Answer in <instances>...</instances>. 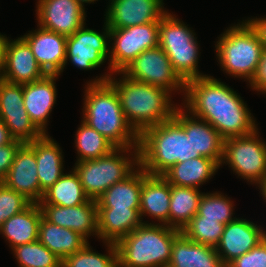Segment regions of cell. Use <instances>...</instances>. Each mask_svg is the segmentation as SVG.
Returning a JSON list of instances; mask_svg holds the SVG:
<instances>
[{
	"mask_svg": "<svg viewBox=\"0 0 266 267\" xmlns=\"http://www.w3.org/2000/svg\"><path fill=\"white\" fill-rule=\"evenodd\" d=\"M183 100L187 112L209 122L224 139L246 136L258 128L242 97L213 76L189 80Z\"/></svg>",
	"mask_w": 266,
	"mask_h": 267,
	"instance_id": "cell-1",
	"label": "cell"
},
{
	"mask_svg": "<svg viewBox=\"0 0 266 267\" xmlns=\"http://www.w3.org/2000/svg\"><path fill=\"white\" fill-rule=\"evenodd\" d=\"M96 78L85 85L82 120L116 148L139 147V134L127 122L119 97L107 81L109 74Z\"/></svg>",
	"mask_w": 266,
	"mask_h": 267,
	"instance_id": "cell-2",
	"label": "cell"
},
{
	"mask_svg": "<svg viewBox=\"0 0 266 267\" xmlns=\"http://www.w3.org/2000/svg\"><path fill=\"white\" fill-rule=\"evenodd\" d=\"M122 75L116 79L112 75L107 81L114 87L127 122L140 135L146 128L158 125L173 117L176 104L171 94L163 88L136 81Z\"/></svg>",
	"mask_w": 266,
	"mask_h": 267,
	"instance_id": "cell-3",
	"label": "cell"
},
{
	"mask_svg": "<svg viewBox=\"0 0 266 267\" xmlns=\"http://www.w3.org/2000/svg\"><path fill=\"white\" fill-rule=\"evenodd\" d=\"M192 158L190 134L173 117L139 135V162L149 175H163L173 165Z\"/></svg>",
	"mask_w": 266,
	"mask_h": 267,
	"instance_id": "cell-4",
	"label": "cell"
},
{
	"mask_svg": "<svg viewBox=\"0 0 266 267\" xmlns=\"http://www.w3.org/2000/svg\"><path fill=\"white\" fill-rule=\"evenodd\" d=\"M144 221L116 243L118 267H168L180 230Z\"/></svg>",
	"mask_w": 266,
	"mask_h": 267,
	"instance_id": "cell-5",
	"label": "cell"
},
{
	"mask_svg": "<svg viewBox=\"0 0 266 267\" xmlns=\"http://www.w3.org/2000/svg\"><path fill=\"white\" fill-rule=\"evenodd\" d=\"M215 48L223 72L234 78H243L249 83L252 81L264 49L246 21L227 28L218 37Z\"/></svg>",
	"mask_w": 266,
	"mask_h": 267,
	"instance_id": "cell-6",
	"label": "cell"
},
{
	"mask_svg": "<svg viewBox=\"0 0 266 267\" xmlns=\"http://www.w3.org/2000/svg\"><path fill=\"white\" fill-rule=\"evenodd\" d=\"M139 165V147L115 148L97 159L75 162L73 169L78 174L86 195L96 200L112 185L129 176Z\"/></svg>",
	"mask_w": 266,
	"mask_h": 267,
	"instance_id": "cell-7",
	"label": "cell"
},
{
	"mask_svg": "<svg viewBox=\"0 0 266 267\" xmlns=\"http://www.w3.org/2000/svg\"><path fill=\"white\" fill-rule=\"evenodd\" d=\"M193 31L170 12L159 22V46L167 54L174 70L185 83L207 76L198 69L200 49L196 33Z\"/></svg>",
	"mask_w": 266,
	"mask_h": 267,
	"instance_id": "cell-8",
	"label": "cell"
},
{
	"mask_svg": "<svg viewBox=\"0 0 266 267\" xmlns=\"http://www.w3.org/2000/svg\"><path fill=\"white\" fill-rule=\"evenodd\" d=\"M258 128L246 136L224 139L222 164L251 184H259L266 176V142L259 138Z\"/></svg>",
	"mask_w": 266,
	"mask_h": 267,
	"instance_id": "cell-9",
	"label": "cell"
},
{
	"mask_svg": "<svg viewBox=\"0 0 266 267\" xmlns=\"http://www.w3.org/2000/svg\"><path fill=\"white\" fill-rule=\"evenodd\" d=\"M113 40V41H112ZM109 77L122 72L137 56L159 46V22L110 28Z\"/></svg>",
	"mask_w": 266,
	"mask_h": 267,
	"instance_id": "cell-10",
	"label": "cell"
},
{
	"mask_svg": "<svg viewBox=\"0 0 266 267\" xmlns=\"http://www.w3.org/2000/svg\"><path fill=\"white\" fill-rule=\"evenodd\" d=\"M128 78L163 88L170 94L185 93L186 83L174 70L167 54L160 46L145 50L121 72Z\"/></svg>",
	"mask_w": 266,
	"mask_h": 267,
	"instance_id": "cell-11",
	"label": "cell"
},
{
	"mask_svg": "<svg viewBox=\"0 0 266 267\" xmlns=\"http://www.w3.org/2000/svg\"><path fill=\"white\" fill-rule=\"evenodd\" d=\"M84 24L74 34L67 37L66 61L83 70L100 67L110 56V28L104 22V31L85 28Z\"/></svg>",
	"mask_w": 266,
	"mask_h": 267,
	"instance_id": "cell-12",
	"label": "cell"
},
{
	"mask_svg": "<svg viewBox=\"0 0 266 267\" xmlns=\"http://www.w3.org/2000/svg\"><path fill=\"white\" fill-rule=\"evenodd\" d=\"M37 25L66 37L86 24V12L75 0H38Z\"/></svg>",
	"mask_w": 266,
	"mask_h": 267,
	"instance_id": "cell-13",
	"label": "cell"
},
{
	"mask_svg": "<svg viewBox=\"0 0 266 267\" xmlns=\"http://www.w3.org/2000/svg\"><path fill=\"white\" fill-rule=\"evenodd\" d=\"M105 13L109 28H126L160 22L168 11L163 0H109Z\"/></svg>",
	"mask_w": 266,
	"mask_h": 267,
	"instance_id": "cell-14",
	"label": "cell"
},
{
	"mask_svg": "<svg viewBox=\"0 0 266 267\" xmlns=\"http://www.w3.org/2000/svg\"><path fill=\"white\" fill-rule=\"evenodd\" d=\"M182 108H176L173 118L184 128L186 134H190L193 158L204 156L214 160L221 167L224 138L209 122L191 115Z\"/></svg>",
	"mask_w": 266,
	"mask_h": 267,
	"instance_id": "cell-15",
	"label": "cell"
},
{
	"mask_svg": "<svg viewBox=\"0 0 266 267\" xmlns=\"http://www.w3.org/2000/svg\"><path fill=\"white\" fill-rule=\"evenodd\" d=\"M21 38L29 45L46 74L61 75L65 68L67 37L37 26Z\"/></svg>",
	"mask_w": 266,
	"mask_h": 267,
	"instance_id": "cell-16",
	"label": "cell"
},
{
	"mask_svg": "<svg viewBox=\"0 0 266 267\" xmlns=\"http://www.w3.org/2000/svg\"><path fill=\"white\" fill-rule=\"evenodd\" d=\"M37 171L35 152L27 143H23L17 150L2 183L23 195L31 203L38 204L44 192L40 188Z\"/></svg>",
	"mask_w": 266,
	"mask_h": 267,
	"instance_id": "cell-17",
	"label": "cell"
},
{
	"mask_svg": "<svg viewBox=\"0 0 266 267\" xmlns=\"http://www.w3.org/2000/svg\"><path fill=\"white\" fill-rule=\"evenodd\" d=\"M266 236L261 226L244 218H236L224 227L219 244L215 247L227 266L236 257L256 247Z\"/></svg>",
	"mask_w": 266,
	"mask_h": 267,
	"instance_id": "cell-18",
	"label": "cell"
},
{
	"mask_svg": "<svg viewBox=\"0 0 266 267\" xmlns=\"http://www.w3.org/2000/svg\"><path fill=\"white\" fill-rule=\"evenodd\" d=\"M43 217L60 227L72 229L87 240L93 234L98 238V220L96 200L73 207H62L52 204H39Z\"/></svg>",
	"mask_w": 266,
	"mask_h": 267,
	"instance_id": "cell-19",
	"label": "cell"
},
{
	"mask_svg": "<svg viewBox=\"0 0 266 267\" xmlns=\"http://www.w3.org/2000/svg\"><path fill=\"white\" fill-rule=\"evenodd\" d=\"M59 75L46 74L43 78L23 84V102L31 121L43 133H47L49 115L56 103V80Z\"/></svg>",
	"mask_w": 266,
	"mask_h": 267,
	"instance_id": "cell-20",
	"label": "cell"
},
{
	"mask_svg": "<svg viewBox=\"0 0 266 267\" xmlns=\"http://www.w3.org/2000/svg\"><path fill=\"white\" fill-rule=\"evenodd\" d=\"M45 75L27 43L21 37L9 40L6 36L5 69L1 79L23 85Z\"/></svg>",
	"mask_w": 266,
	"mask_h": 267,
	"instance_id": "cell-21",
	"label": "cell"
},
{
	"mask_svg": "<svg viewBox=\"0 0 266 267\" xmlns=\"http://www.w3.org/2000/svg\"><path fill=\"white\" fill-rule=\"evenodd\" d=\"M171 185L162 175H149L142 169L140 217L150 216L169 227ZM144 214V215H143Z\"/></svg>",
	"mask_w": 266,
	"mask_h": 267,
	"instance_id": "cell-22",
	"label": "cell"
},
{
	"mask_svg": "<svg viewBox=\"0 0 266 267\" xmlns=\"http://www.w3.org/2000/svg\"><path fill=\"white\" fill-rule=\"evenodd\" d=\"M168 267H226L216 248L195 243L182 232L174 239Z\"/></svg>",
	"mask_w": 266,
	"mask_h": 267,
	"instance_id": "cell-23",
	"label": "cell"
},
{
	"mask_svg": "<svg viewBox=\"0 0 266 267\" xmlns=\"http://www.w3.org/2000/svg\"><path fill=\"white\" fill-rule=\"evenodd\" d=\"M27 144L35 152L39 184L45 192L64 174L62 150L49 134Z\"/></svg>",
	"mask_w": 266,
	"mask_h": 267,
	"instance_id": "cell-24",
	"label": "cell"
},
{
	"mask_svg": "<svg viewBox=\"0 0 266 267\" xmlns=\"http://www.w3.org/2000/svg\"><path fill=\"white\" fill-rule=\"evenodd\" d=\"M140 209L97 208L98 238L116 244L142 224Z\"/></svg>",
	"mask_w": 266,
	"mask_h": 267,
	"instance_id": "cell-25",
	"label": "cell"
},
{
	"mask_svg": "<svg viewBox=\"0 0 266 267\" xmlns=\"http://www.w3.org/2000/svg\"><path fill=\"white\" fill-rule=\"evenodd\" d=\"M42 216L39 204L31 203L22 212L6 220L0 226V234L9 242L11 249L37 241Z\"/></svg>",
	"mask_w": 266,
	"mask_h": 267,
	"instance_id": "cell-26",
	"label": "cell"
},
{
	"mask_svg": "<svg viewBox=\"0 0 266 267\" xmlns=\"http://www.w3.org/2000/svg\"><path fill=\"white\" fill-rule=\"evenodd\" d=\"M219 168L214 160L200 156L173 165L162 176L170 185L200 189Z\"/></svg>",
	"mask_w": 266,
	"mask_h": 267,
	"instance_id": "cell-27",
	"label": "cell"
},
{
	"mask_svg": "<svg viewBox=\"0 0 266 267\" xmlns=\"http://www.w3.org/2000/svg\"><path fill=\"white\" fill-rule=\"evenodd\" d=\"M142 167L107 189L96 199L97 208L140 209Z\"/></svg>",
	"mask_w": 266,
	"mask_h": 267,
	"instance_id": "cell-28",
	"label": "cell"
},
{
	"mask_svg": "<svg viewBox=\"0 0 266 267\" xmlns=\"http://www.w3.org/2000/svg\"><path fill=\"white\" fill-rule=\"evenodd\" d=\"M38 240L61 260L78 252L89 242L78 232L55 225L43 216L39 223Z\"/></svg>",
	"mask_w": 266,
	"mask_h": 267,
	"instance_id": "cell-29",
	"label": "cell"
},
{
	"mask_svg": "<svg viewBox=\"0 0 266 267\" xmlns=\"http://www.w3.org/2000/svg\"><path fill=\"white\" fill-rule=\"evenodd\" d=\"M86 195L78 174L72 171L64 173L48 190L44 192L38 204H52L62 207H73L86 203Z\"/></svg>",
	"mask_w": 266,
	"mask_h": 267,
	"instance_id": "cell-30",
	"label": "cell"
},
{
	"mask_svg": "<svg viewBox=\"0 0 266 267\" xmlns=\"http://www.w3.org/2000/svg\"><path fill=\"white\" fill-rule=\"evenodd\" d=\"M202 195L198 188L171 185L169 227L182 231L197 214Z\"/></svg>",
	"mask_w": 266,
	"mask_h": 267,
	"instance_id": "cell-31",
	"label": "cell"
},
{
	"mask_svg": "<svg viewBox=\"0 0 266 267\" xmlns=\"http://www.w3.org/2000/svg\"><path fill=\"white\" fill-rule=\"evenodd\" d=\"M75 134L76 162L97 159L109 154L116 147L102 134L91 128L83 120Z\"/></svg>",
	"mask_w": 266,
	"mask_h": 267,
	"instance_id": "cell-32",
	"label": "cell"
},
{
	"mask_svg": "<svg viewBox=\"0 0 266 267\" xmlns=\"http://www.w3.org/2000/svg\"><path fill=\"white\" fill-rule=\"evenodd\" d=\"M107 254L94 251L89 242L78 252L62 260L61 267H118L116 244L105 242Z\"/></svg>",
	"mask_w": 266,
	"mask_h": 267,
	"instance_id": "cell-33",
	"label": "cell"
},
{
	"mask_svg": "<svg viewBox=\"0 0 266 267\" xmlns=\"http://www.w3.org/2000/svg\"><path fill=\"white\" fill-rule=\"evenodd\" d=\"M19 267H61L62 260L39 240L12 248Z\"/></svg>",
	"mask_w": 266,
	"mask_h": 267,
	"instance_id": "cell-34",
	"label": "cell"
},
{
	"mask_svg": "<svg viewBox=\"0 0 266 267\" xmlns=\"http://www.w3.org/2000/svg\"><path fill=\"white\" fill-rule=\"evenodd\" d=\"M225 225L218 219H204L195 214L181 231L195 243L216 247L222 237Z\"/></svg>",
	"mask_w": 266,
	"mask_h": 267,
	"instance_id": "cell-35",
	"label": "cell"
},
{
	"mask_svg": "<svg viewBox=\"0 0 266 267\" xmlns=\"http://www.w3.org/2000/svg\"><path fill=\"white\" fill-rule=\"evenodd\" d=\"M234 202L230 197L220 194L219 191L213 193H203L201 196L197 215L204 219H218L224 225L234 221L236 217L234 211ZM233 216V217H232Z\"/></svg>",
	"mask_w": 266,
	"mask_h": 267,
	"instance_id": "cell-36",
	"label": "cell"
},
{
	"mask_svg": "<svg viewBox=\"0 0 266 267\" xmlns=\"http://www.w3.org/2000/svg\"><path fill=\"white\" fill-rule=\"evenodd\" d=\"M0 119L8 128L10 136L22 143H30L44 134L31 121L27 111L0 112Z\"/></svg>",
	"mask_w": 266,
	"mask_h": 267,
	"instance_id": "cell-37",
	"label": "cell"
},
{
	"mask_svg": "<svg viewBox=\"0 0 266 267\" xmlns=\"http://www.w3.org/2000/svg\"><path fill=\"white\" fill-rule=\"evenodd\" d=\"M31 202L0 182V226L15 214L26 209Z\"/></svg>",
	"mask_w": 266,
	"mask_h": 267,
	"instance_id": "cell-38",
	"label": "cell"
},
{
	"mask_svg": "<svg viewBox=\"0 0 266 267\" xmlns=\"http://www.w3.org/2000/svg\"><path fill=\"white\" fill-rule=\"evenodd\" d=\"M26 111L23 102V85L0 79V112Z\"/></svg>",
	"mask_w": 266,
	"mask_h": 267,
	"instance_id": "cell-39",
	"label": "cell"
},
{
	"mask_svg": "<svg viewBox=\"0 0 266 267\" xmlns=\"http://www.w3.org/2000/svg\"><path fill=\"white\" fill-rule=\"evenodd\" d=\"M226 267H266V238L250 251L236 257Z\"/></svg>",
	"mask_w": 266,
	"mask_h": 267,
	"instance_id": "cell-40",
	"label": "cell"
},
{
	"mask_svg": "<svg viewBox=\"0 0 266 267\" xmlns=\"http://www.w3.org/2000/svg\"><path fill=\"white\" fill-rule=\"evenodd\" d=\"M23 143L13 140L11 143L0 146V182H2L9 171L17 150Z\"/></svg>",
	"mask_w": 266,
	"mask_h": 267,
	"instance_id": "cell-41",
	"label": "cell"
},
{
	"mask_svg": "<svg viewBox=\"0 0 266 267\" xmlns=\"http://www.w3.org/2000/svg\"><path fill=\"white\" fill-rule=\"evenodd\" d=\"M249 85L253 91L266 95V50L263 51L257 72Z\"/></svg>",
	"mask_w": 266,
	"mask_h": 267,
	"instance_id": "cell-42",
	"label": "cell"
},
{
	"mask_svg": "<svg viewBox=\"0 0 266 267\" xmlns=\"http://www.w3.org/2000/svg\"><path fill=\"white\" fill-rule=\"evenodd\" d=\"M245 21L255 31L261 45L263 46V49L266 50V17H254L251 19L248 18Z\"/></svg>",
	"mask_w": 266,
	"mask_h": 267,
	"instance_id": "cell-43",
	"label": "cell"
},
{
	"mask_svg": "<svg viewBox=\"0 0 266 267\" xmlns=\"http://www.w3.org/2000/svg\"><path fill=\"white\" fill-rule=\"evenodd\" d=\"M14 139L10 136L8 128L4 122L0 119V146L11 143Z\"/></svg>",
	"mask_w": 266,
	"mask_h": 267,
	"instance_id": "cell-44",
	"label": "cell"
},
{
	"mask_svg": "<svg viewBox=\"0 0 266 267\" xmlns=\"http://www.w3.org/2000/svg\"><path fill=\"white\" fill-rule=\"evenodd\" d=\"M6 36L0 33V79L5 69Z\"/></svg>",
	"mask_w": 266,
	"mask_h": 267,
	"instance_id": "cell-45",
	"label": "cell"
},
{
	"mask_svg": "<svg viewBox=\"0 0 266 267\" xmlns=\"http://www.w3.org/2000/svg\"><path fill=\"white\" fill-rule=\"evenodd\" d=\"M262 194V196L264 197L263 199L266 202V176L262 179V181L257 185Z\"/></svg>",
	"mask_w": 266,
	"mask_h": 267,
	"instance_id": "cell-46",
	"label": "cell"
},
{
	"mask_svg": "<svg viewBox=\"0 0 266 267\" xmlns=\"http://www.w3.org/2000/svg\"><path fill=\"white\" fill-rule=\"evenodd\" d=\"M76 2H79L83 7H85V3H89V4H91V3H94V2H96V1H98V0H75Z\"/></svg>",
	"mask_w": 266,
	"mask_h": 267,
	"instance_id": "cell-47",
	"label": "cell"
}]
</instances>
